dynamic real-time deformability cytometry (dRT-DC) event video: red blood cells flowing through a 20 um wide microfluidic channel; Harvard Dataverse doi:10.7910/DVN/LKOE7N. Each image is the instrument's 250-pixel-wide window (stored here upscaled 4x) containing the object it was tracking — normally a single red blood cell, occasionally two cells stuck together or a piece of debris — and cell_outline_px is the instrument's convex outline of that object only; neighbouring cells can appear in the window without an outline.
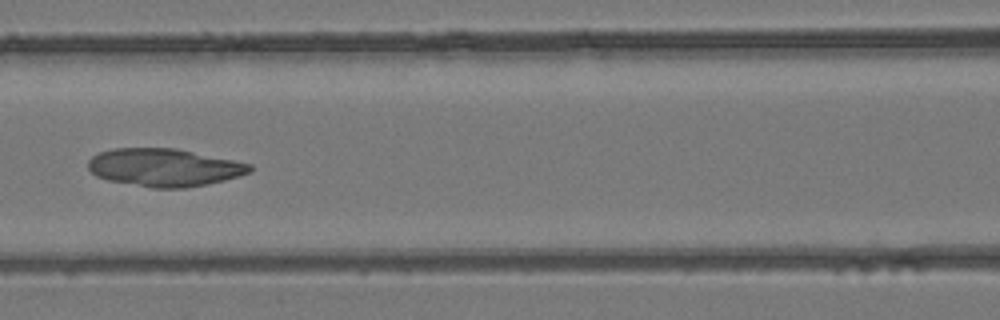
{"species": "common noctule bat (a hibernating species)", "species_latin": "Nyctalus noctula", "temperature_condition": "room temperature", "stored_images_in_passage": 46, "camera_frame_rate_fps": 3000, "um_per_image_px": 0.085, "animal": {"sex": "female", "body_mass_g": 24.6, "forearm_length_mm": 56.2}, "frame": {"image": 1, "passage_image": 19, "time_ms": 6.0, "image_size_px": [1000, 320], "cell_outline_px": [[252, 172], [224, 180], [208, 184], [184, 188], [152, 188], [108, 180], [96, 176], [88, 168], [88, 160], [92, 156], [100, 152], [116, 148], [176, 148], [252, 164]], "centroid_in_image_um": [13.96, 14.24], "position_along_channel_um": 152.6, "area_um2": 35.6}}
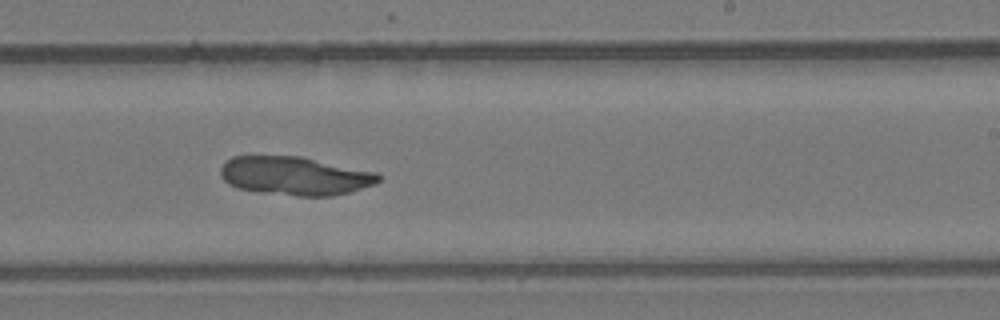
{"frame": {"image": 2, "passage_image": 27, "time_ms": 8.667, "image_size_px": [1000, 320], "cell_outline_px": [[384, 176], [376, 184], [348, 192], [332, 196], [296, 196], [260, 192], [236, 188], [228, 184], [220, 176], [220, 168], [232, 156], [300, 156], [376, 172]], "centroid_in_image_um": [25.07, 14.95], "position_along_channel_um": 263.9, "area_um2": 35.6}}
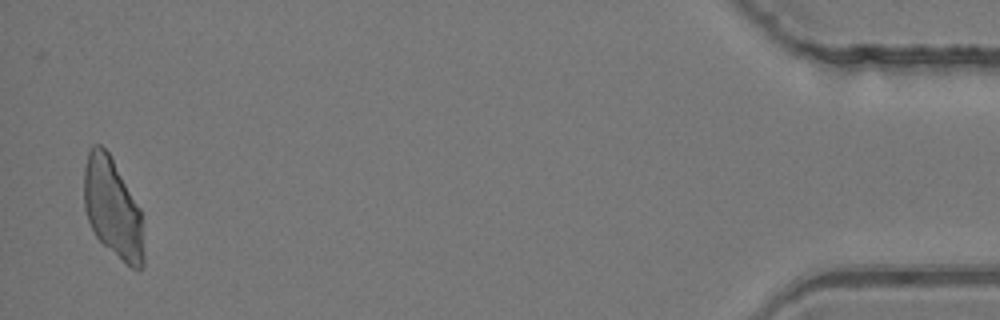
{"frame": {"image": 3, "passage_image": 45, "time_ms": 14.667, "image_size_px": [1000, 320], "cell_outline_px": [[144, 264], [140, 272], [132, 268], [104, 244], [96, 236], [88, 220], [84, 208], [84, 168], [88, 152], [92, 144], [100, 144], [112, 156], [140, 208], [144, 252]], "centroid_in_image_um": [9.58, 17.66], "position_along_channel_um": 425.6, "area_um2": 34.68}}